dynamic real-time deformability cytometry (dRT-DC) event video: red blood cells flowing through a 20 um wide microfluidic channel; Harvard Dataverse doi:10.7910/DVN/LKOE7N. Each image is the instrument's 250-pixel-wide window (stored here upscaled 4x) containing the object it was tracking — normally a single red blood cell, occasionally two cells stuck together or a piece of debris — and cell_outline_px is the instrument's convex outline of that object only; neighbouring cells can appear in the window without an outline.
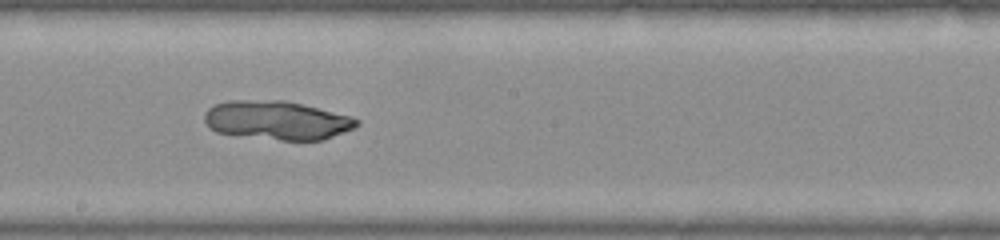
{"species": "common noctule bat (a hibernating species)", "species_latin": "Nyctalus noctula", "temperature_condition": "warm", "stored_images_in_passage": 49, "camera_frame_rate_fps": 3000, "um_per_image_px": 0.085, "animal": {"sex": "female", "body_mass_g": 22.0, "forearm_length_mm": 56.7}, "frame": {"image": 1, "passage_image": 28, "time_ms": 9.0, "image_size_px": [1000, 240], "cell_outline_px": [[360, 124], [352, 128], [324, 140], [280, 140], [216, 132], [208, 128], [204, 120], [204, 112], [212, 104], [228, 100], [284, 100], [352, 116], [360, 120]], "centroid_in_image_um": [23.5, 10.21], "position_along_channel_um": 224.7, "area_um2": 34.51}}
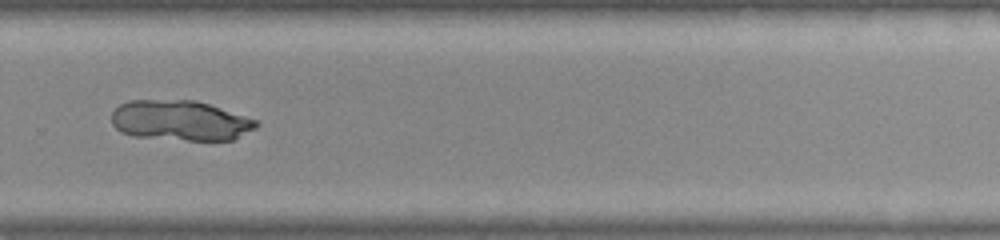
{"frame": {"image": 2, "passage_image": 35, "time_ms": 11.333, "image_size_px": [1000, 240], "cell_outline_px": [[260, 124], [256, 128], [232, 140], [188, 140], [132, 136], [120, 132], [112, 124], [112, 112], [120, 104], [128, 100], [196, 100], [256, 120]], "centroid_in_image_um": [15.29, 10.24], "position_along_channel_um": 314.5, "area_um2": 33.76}}
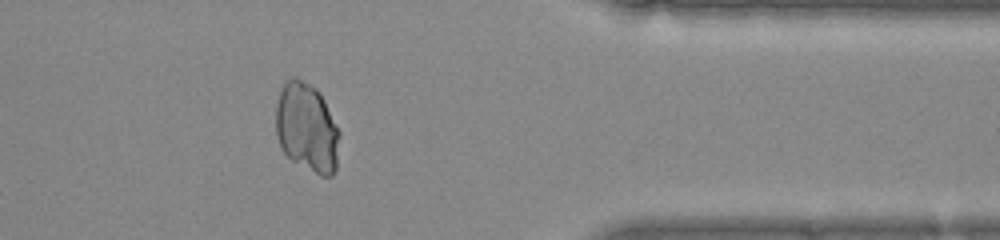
{"frame": {"image": 3, "passage_image": 42, "time_ms": 13.667, "image_size_px": [1000, 240], "cell_outline_px": [[340, 136], [336, 168], [332, 176], [320, 176], [292, 160], [284, 152], [276, 136], [276, 104], [280, 92], [284, 84], [292, 76], [296, 76], [316, 88], [324, 100], [340, 132]], "centroid_in_image_um": [26.09, 10.85], "position_along_channel_um": 385.3, "area_um2": 33.06}}